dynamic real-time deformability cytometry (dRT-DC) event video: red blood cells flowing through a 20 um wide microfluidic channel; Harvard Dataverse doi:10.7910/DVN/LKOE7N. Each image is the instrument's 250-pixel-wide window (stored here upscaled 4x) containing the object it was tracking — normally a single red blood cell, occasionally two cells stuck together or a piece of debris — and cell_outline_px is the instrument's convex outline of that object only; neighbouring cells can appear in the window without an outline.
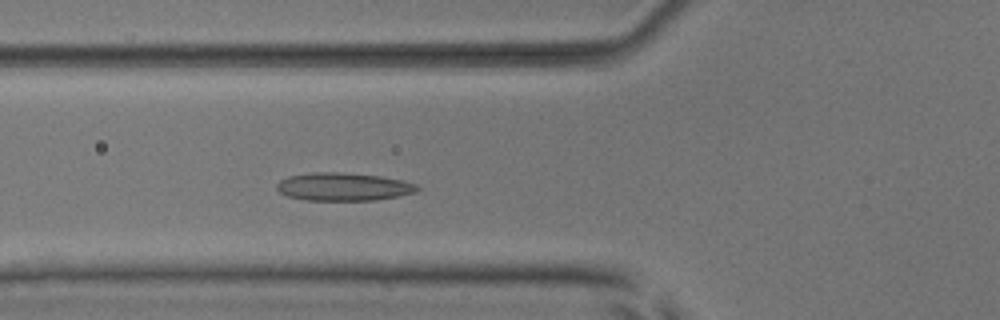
{"species": "common noctule bat (a hibernating species)", "species_latin": "Nyctalus noctula", "temperature_condition": "room temperature", "stored_images_in_passage": 40, "camera_frame_rate_fps": 3000, "um_per_image_px": 0.085, "animal": {"sex": "male", "body_mass_g": 17.9, "forearm_length_mm": 54.2}, "frame": {"image": 1, "passage_image": 7, "time_ms": 2.0, "image_size_px": [1000, 320], "cell_outline_px": [[420, 188], [416, 192], [400, 196], [372, 200], [308, 200], [288, 196], [280, 192], [276, 188], [276, 184], [280, 180], [288, 176], [312, 172], [336, 172], [380, 176], [400, 180], [416, 184]], "centroid_in_image_um": [29.18, 15.87], "position_along_channel_um": 96.6, "area_um2": 22.77}}
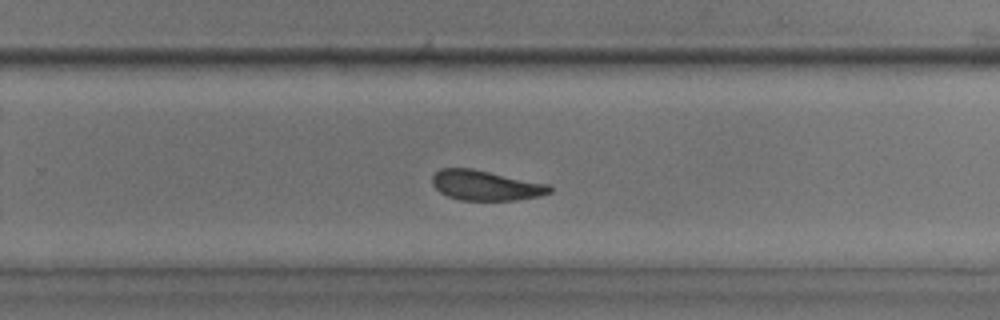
{"frame": {"image": 2, "passage_image": 22, "time_ms": 7.0, "image_size_px": [1000, 320], "cell_outline_px": [[552, 192], [540, 196], [516, 200], [460, 200], [448, 196], [440, 192], [432, 184], [432, 176], [440, 168], [472, 168], [548, 184], [552, 188]], "centroid_in_image_um": [41.28, 15.76], "position_along_channel_um": 288.5, "area_um2": 20.52}}
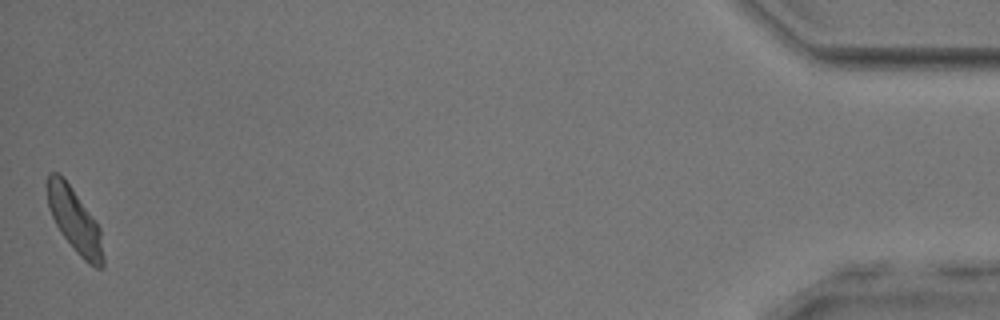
{"frame": {"image": 3, "passage_image": 40, "time_ms": 13.0, "image_size_px": [1000, 320], "cell_outline_px": [[104, 268], [96, 268], [88, 264], [76, 252], [60, 232], [48, 208], [44, 184], [48, 172], [56, 172], [72, 188], [96, 220], [100, 228], [104, 256]], "centroid_in_image_um": [6.33, 18.73], "position_along_channel_um": 428.9, "area_um2": 21.21}, "authors_computed_cell_mechanics": {"area_um2": 21.1259, "velocity_mm_per_s": 3.8506, "shape_relaxation_time_tau1_ms": 3.9563, "shape_relaxation_time_tau2_ms": 2.4657, "deformation_change_tau1": 0.0824, "deformation_change_tau2": 0.0893}}